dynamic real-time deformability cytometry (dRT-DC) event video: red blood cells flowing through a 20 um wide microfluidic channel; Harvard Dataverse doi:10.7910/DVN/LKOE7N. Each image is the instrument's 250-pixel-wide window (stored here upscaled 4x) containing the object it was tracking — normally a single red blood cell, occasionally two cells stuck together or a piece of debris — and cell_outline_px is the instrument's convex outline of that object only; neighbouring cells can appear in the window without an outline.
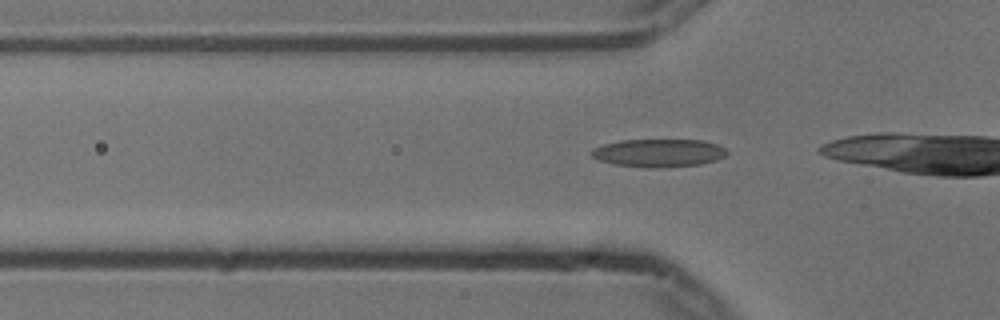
{"species": "common noctule bat (a hibernating species)", "species_latin": "Nyctalus noctula", "temperature_condition": "cold", "stored_images_in_passage": 24, "camera_frame_rate_fps": 3000, "um_per_image_px": 0.085, "animal": {"sex": "male", "body_mass_g": 13.3}, "frame": {"image": 1, "passage_image": 13, "time_ms": 4.0, "image_size_px": [1000, 320], "cell_outline_px": [[728, 152], [724, 156], [716, 160], [700, 164], [660, 168], [644, 168], [612, 164], [600, 160], [592, 156], [592, 148], [604, 144], [620, 140], [704, 140], [716, 144], [724, 148]], "centroid_in_image_um": [55.97, 13.0], "position_along_channel_um": 69.8, "area_um2": 22.14}}
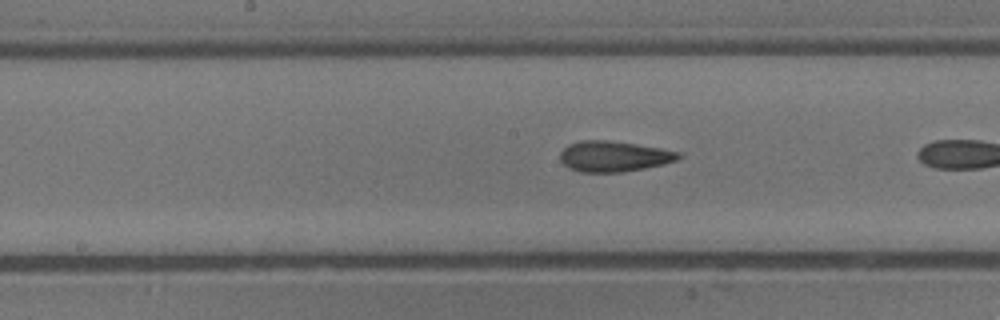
{"frame": {"image": 2, "passage_image": 23, "time_ms": 7.333, "image_size_px": [1000, 320], "cell_outline_px": [[680, 156], [676, 160], [664, 164], [644, 168], [620, 172], [580, 172], [568, 168], [560, 160], [560, 152], [568, 144], [580, 140], [608, 140], [636, 144], [660, 148], [680, 152]], "centroid_in_image_um": [52.13, 13.28], "position_along_channel_um": 196.1, "area_um2": 21.1}}